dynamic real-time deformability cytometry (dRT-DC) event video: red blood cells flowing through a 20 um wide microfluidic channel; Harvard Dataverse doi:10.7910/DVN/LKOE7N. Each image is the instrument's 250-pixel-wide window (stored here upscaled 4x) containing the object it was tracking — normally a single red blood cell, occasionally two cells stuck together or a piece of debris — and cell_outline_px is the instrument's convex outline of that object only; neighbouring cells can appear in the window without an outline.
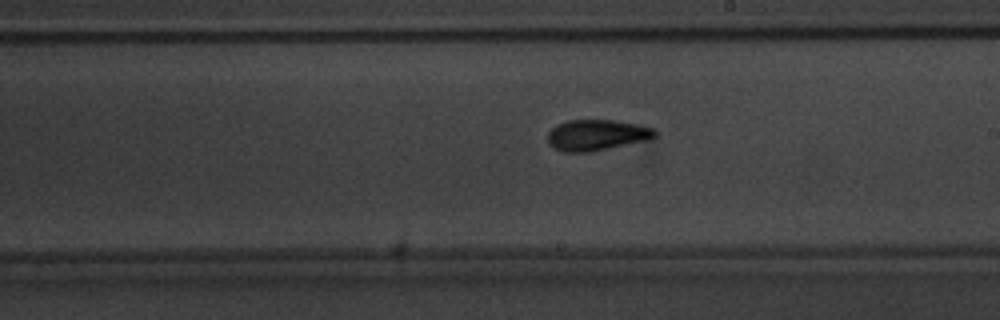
{"species": "common noctule bat (a hibernating species)", "species_latin": "Nyctalus noctula", "temperature_condition": "warm", "stored_images_in_passage": 39, "camera_frame_rate_fps": 3000, "um_per_image_px": 0.085, "animal": {"sex": "male", "body_mass_g": 20.1, "forearm_length_mm": 53.5}, "frame": {"image": 1, "passage_image": 26, "time_ms": 8.333, "image_size_px": [1000, 320], "cell_outline_px": [[656, 136], [644, 140], [608, 148], [588, 152], [564, 152], [556, 148], [548, 140], [548, 132], [556, 124], [568, 120], [612, 120], [640, 124], [656, 128]], "centroid_in_image_um": [50.73, 11.45], "position_along_channel_um": 238.3, "area_um2": 19.07}}
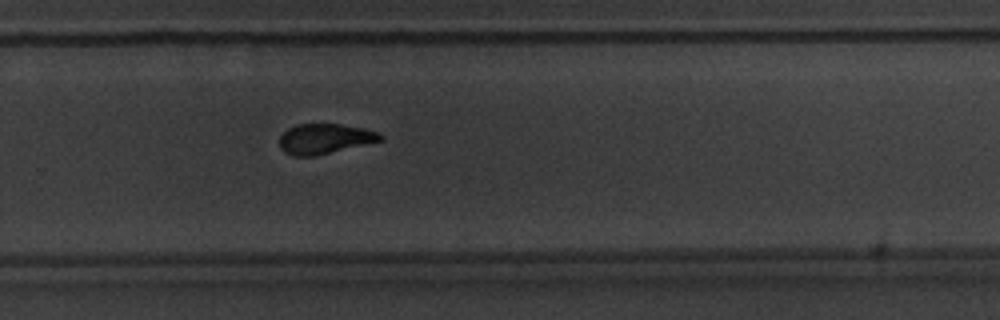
{"frame": {"image": 2, "passage_image": 31, "time_ms": 10.0, "image_size_px": [1000, 320], "cell_outline_px": [[384, 140], [316, 156], [292, 156], [284, 152], [280, 148], [280, 136], [288, 128], [296, 124], [340, 124], [364, 128], [376, 132], [384, 136]], "centroid_in_image_um": [27.6, 11.8], "position_along_channel_um": 302.2, "area_um2": 17.8}}
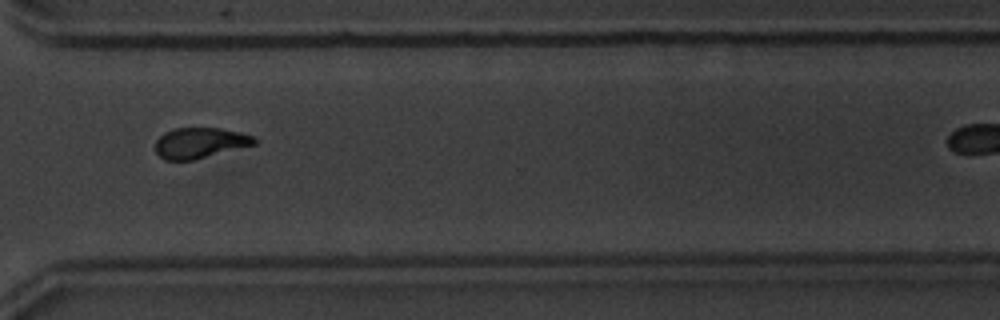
{"frame": {"image": 3, "passage_image": 35, "time_ms": 11.333, "image_size_px": [1000, 320], "cell_outline_px": [[256, 144], [192, 160], [164, 160], [156, 152], [156, 140], [164, 132], [172, 128], [220, 128], [240, 132], [252, 136], [256, 140]], "centroid_in_image_um": [16.97, 12.14], "position_along_channel_um": 353.6, "area_um2": 17.51}}